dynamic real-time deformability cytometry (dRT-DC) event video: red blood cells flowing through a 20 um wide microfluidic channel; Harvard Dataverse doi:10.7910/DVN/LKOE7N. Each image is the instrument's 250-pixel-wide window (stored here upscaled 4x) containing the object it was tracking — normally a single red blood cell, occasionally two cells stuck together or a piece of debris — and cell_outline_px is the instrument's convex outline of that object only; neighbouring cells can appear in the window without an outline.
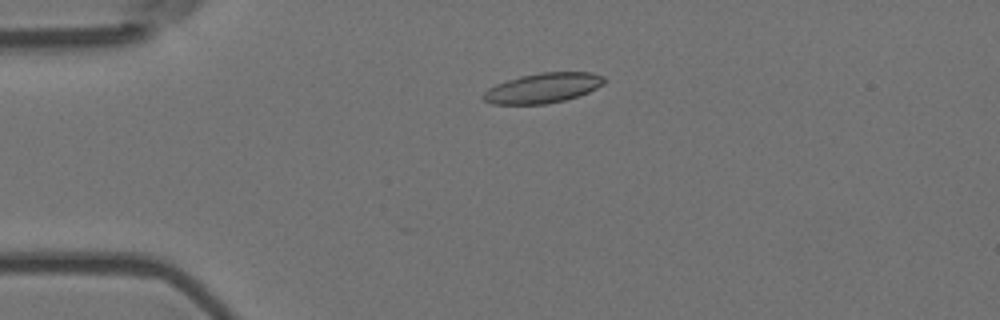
{"species": "Egyptian fruit bat (a non-hibernating species)", "species_latin": "Rousettus aegyptiacus", "temperature_condition": "room temperature", "stored_images_in_passage": 5, "camera_frame_rate_fps": 3000, "um_per_image_px": 0.085, "animal": {"sex": "female"}, "frame": {"image": 1, "passage_image": 4, "time_ms": 1.0, "image_size_px": [1000, 320], "cell_outline_px": [[608, 80], [604, 84], [588, 92], [564, 100], [544, 104], [492, 104], [484, 100], [480, 96], [488, 88], [496, 84], [520, 76], [540, 72], [592, 72], [604, 76]], "centroid_in_image_um": [46.15, 7.47], "position_along_channel_um": 38.8, "area_um2": 21.15}}